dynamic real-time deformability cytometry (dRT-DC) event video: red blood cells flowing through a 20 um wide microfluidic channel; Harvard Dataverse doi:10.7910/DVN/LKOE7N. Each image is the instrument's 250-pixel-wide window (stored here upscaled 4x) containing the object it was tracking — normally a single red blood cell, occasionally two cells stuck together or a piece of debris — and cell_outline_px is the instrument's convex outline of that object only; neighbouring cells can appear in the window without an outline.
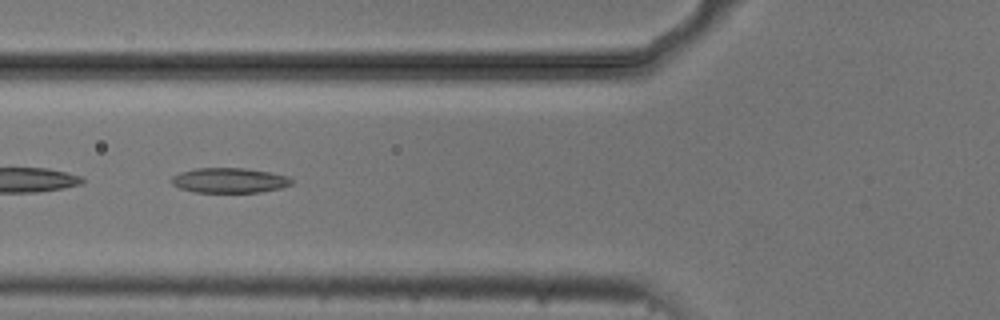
{"species": "common noctule bat (a hibernating species)", "species_latin": "Nyctalus noctula", "temperature_condition": "cold", "stored_images_in_passage": 7, "camera_frame_rate_fps": 3000, "um_per_image_px": 0.085, "animal": {"sex": "male", "body_mass_g": 20.5, "forearm_length_mm": 52.5}, "frame": {"image": 1, "passage_image": 5, "time_ms": 1.333, "image_size_px": [1000, 320], "cell_outline_px": [[296, 180], [292, 184], [280, 188], [260, 192], [196, 192], [180, 188], [172, 184], [168, 180], [172, 176], [180, 172], [196, 168], [244, 168], [268, 172], [288, 176]], "centroid_in_image_um": [19.49, 15.33], "position_along_channel_um": 106.3, "area_um2": 17.57}}
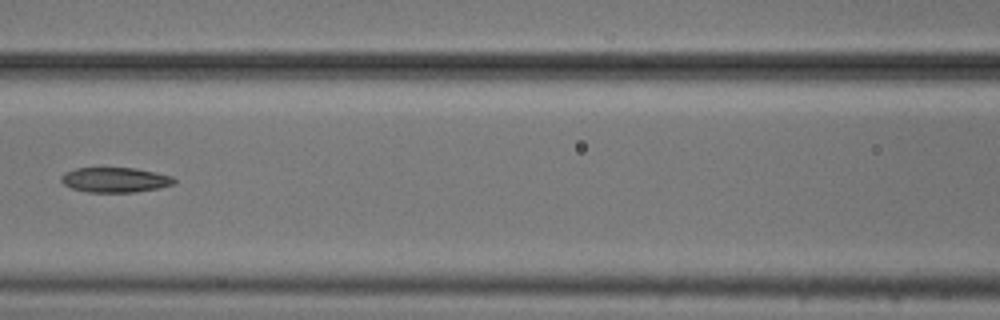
{"frame": {"image": 2, "passage_image": 6, "time_ms": 1.667, "image_size_px": [1000, 320], "cell_outline_px": [[176, 184], [160, 188], [136, 192], [88, 192], [72, 188], [64, 184], [60, 180], [60, 176], [64, 172], [76, 168], [136, 168], [172, 176], [176, 180]], "centroid_in_image_um": [9.8, 15.29], "position_along_channel_um": 156.8, "area_um2": 16.53}}
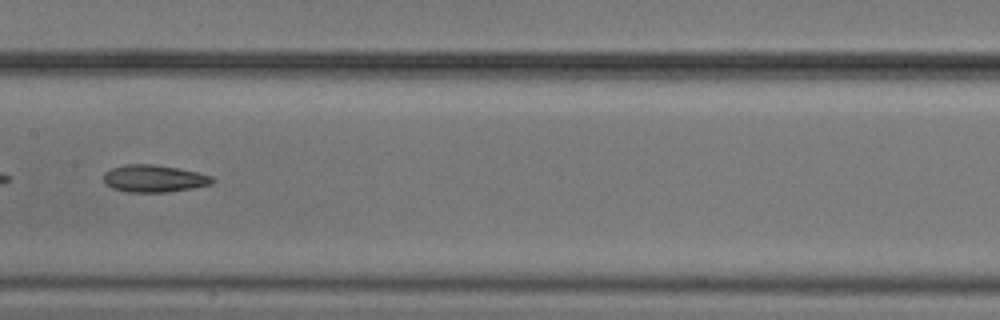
{"frame": {"image": 3, "passage_image": 7, "time_ms": 2.0, "image_size_px": [1000, 320], "cell_outline_px": [[216, 180], [212, 184], [192, 188], [168, 192], [128, 192], [112, 188], [104, 184], [104, 172], [112, 168], [124, 164], [152, 164], [176, 168], [196, 172], [212, 176]], "centroid_in_image_um": [13.07, 15.18], "position_along_channel_um": 194.3, "area_um2": 17.28}}